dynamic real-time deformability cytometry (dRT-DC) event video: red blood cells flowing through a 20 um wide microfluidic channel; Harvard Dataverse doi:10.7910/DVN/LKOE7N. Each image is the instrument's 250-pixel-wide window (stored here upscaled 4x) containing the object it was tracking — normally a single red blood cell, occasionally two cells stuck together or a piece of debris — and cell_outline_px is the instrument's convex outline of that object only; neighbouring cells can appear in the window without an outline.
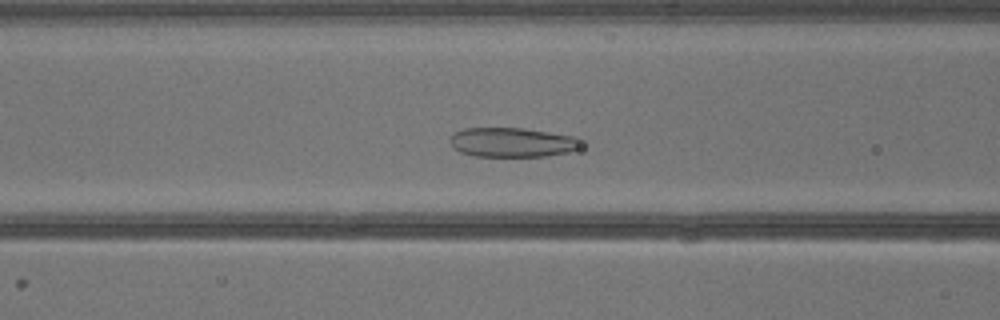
{"species": "common noctule bat (a hibernating species)", "species_latin": "Nyctalus noctula", "temperature_condition": "warm", "stored_images_in_passage": 43, "camera_frame_rate_fps": 3000, "um_per_image_px": 0.085, "animal": {"sex": "male", "body_mass_g": 13.3}, "frame": {"image": 1, "passage_image": 18, "time_ms": 5.667, "image_size_px": [1000, 320], "cell_outline_px": [[580, 148], [568, 152], [548, 156], [472, 156], [460, 152], [452, 148], [448, 140], [456, 132], [464, 128], [524, 128], [576, 136], [580, 140]], "centroid_in_image_um": [43.52, 12.1], "position_along_channel_um": 123.1, "area_um2": 22.66}}
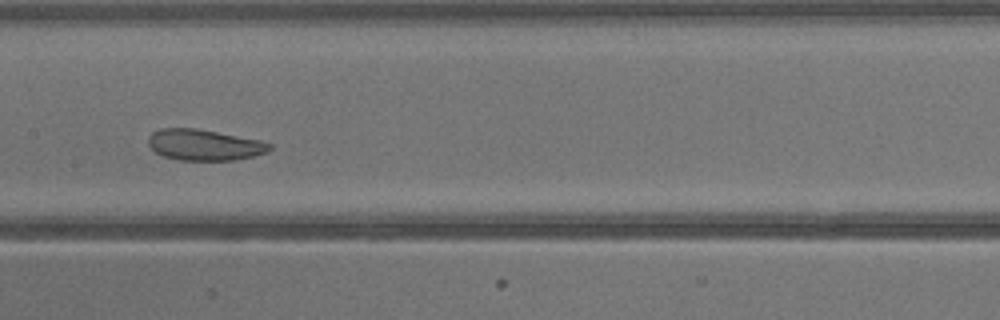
{"frame": {"image": 2, "passage_image": 22, "time_ms": 7.0, "image_size_px": [1000, 320], "cell_outline_px": [[272, 148], [268, 152], [252, 156], [232, 160], [180, 160], [164, 156], [156, 152], [148, 144], [148, 136], [152, 132], [160, 128], [196, 128], [260, 140], [272, 144]], "centroid_in_image_um": [17.36, 12.31], "position_along_channel_um": 190.0, "area_um2": 21.85}}
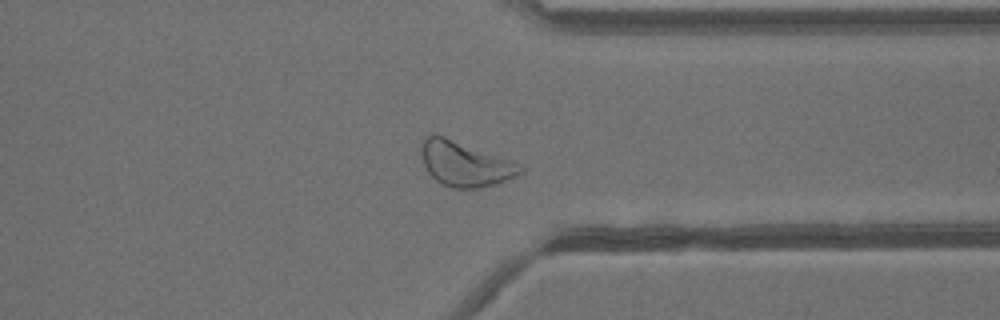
{"frame": {"image": 3, "passage_image": 33, "time_ms": 10.667, "image_size_px": [1000, 320], "cell_outline_px": [[524, 172], [516, 176], [496, 184], [480, 188], [452, 188], [436, 180], [428, 172], [424, 164], [420, 152], [420, 148], [424, 140], [428, 136], [444, 136], [524, 168]], "centroid_in_image_um": [39.46, 13.97], "position_along_channel_um": 371.9, "area_um2": 24.74}}